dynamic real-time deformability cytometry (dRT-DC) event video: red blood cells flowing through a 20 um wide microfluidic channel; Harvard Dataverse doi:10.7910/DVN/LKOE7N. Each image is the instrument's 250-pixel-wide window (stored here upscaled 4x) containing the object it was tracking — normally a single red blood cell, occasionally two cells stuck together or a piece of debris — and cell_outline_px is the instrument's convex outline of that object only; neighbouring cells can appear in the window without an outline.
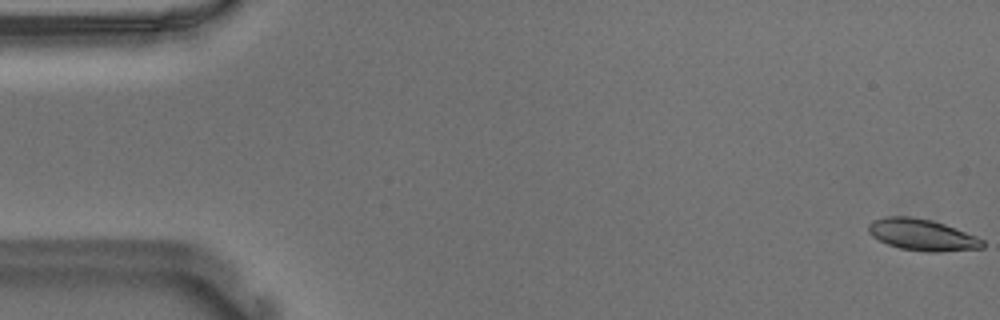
{"species": "Egyptian fruit bat (a non-hibernating species)", "species_latin": "Rousettus aegyptiacus", "temperature_condition": "warm", "stored_images_in_passage": 55, "camera_frame_rate_fps": 3000, "um_per_image_px": 0.085, "animal": {"sex": "male"}, "frame": {"image": 1, "passage_image": 1, "time_ms": 0.0, "image_size_px": [1000, 320], "cell_outline_px": [[984, 248], [940, 252], [924, 252], [900, 248], [888, 244], [872, 236], [868, 232], [868, 224], [872, 220], [884, 216], [912, 216], [932, 220], [944, 224], [976, 236], [984, 240]], "centroid_in_image_um": [78.37, 19.95], "position_along_channel_um": 6.6, "area_um2": 21.1}}
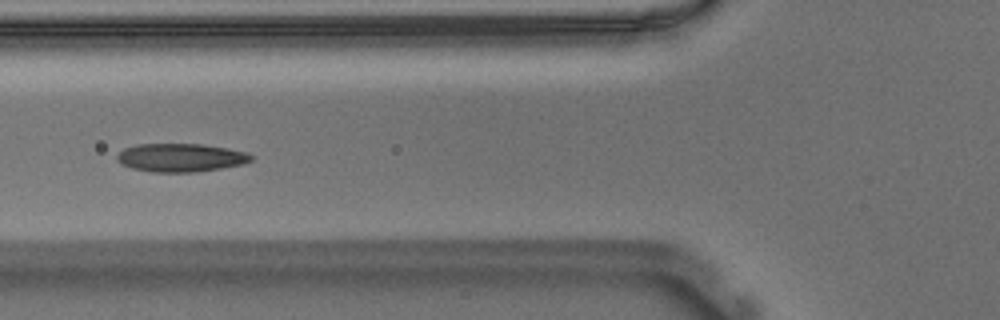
{"frame": {"image": 2, "passage_image": 21, "time_ms": 6.667, "image_size_px": [1000, 320], "cell_outline_px": [[252, 160], [244, 164], [196, 172], [152, 172], [132, 168], [120, 164], [116, 160], [116, 156], [124, 148], [136, 144], [204, 144], [228, 148], [248, 152], [252, 156]], "centroid_in_image_um": [15.35, 13.39], "position_along_channel_um": 110.4, "area_um2": 22.31}}
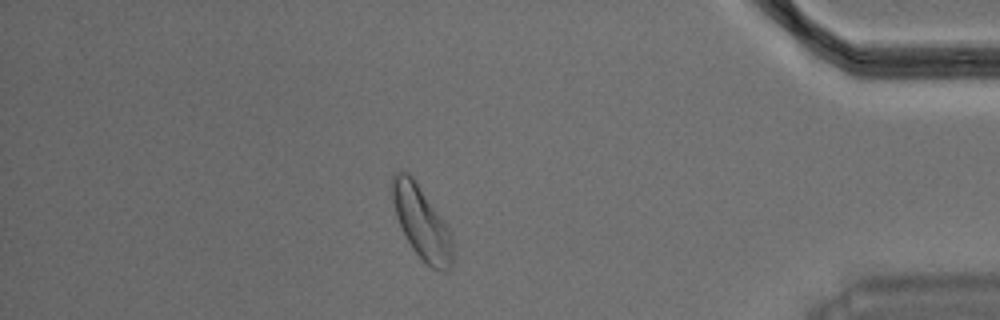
{"frame": {"image": 3, "passage_image": 48, "time_ms": 15.667, "image_size_px": [1000, 320], "cell_outline_px": [[452, 264], [444, 272], [440, 272], [432, 268], [412, 248], [396, 216], [392, 200], [392, 176], [396, 172], [404, 168], [412, 176], [452, 232]], "centroid_in_image_um": [35.84, 18.89], "position_along_channel_um": 399.4, "area_um2": 25.32}, "authors_computed_cell_mechanics": {"area_um2": 21.5016, "velocity_mm_per_s": 3.6515, "shape_relaxation_time_tau1_ms": 4.6927, "shape_relaxation_time_tau2_ms": 2.3514, "deformation_change_tau1": 0.1259, "deformation_change_tau2": 0.0722}}